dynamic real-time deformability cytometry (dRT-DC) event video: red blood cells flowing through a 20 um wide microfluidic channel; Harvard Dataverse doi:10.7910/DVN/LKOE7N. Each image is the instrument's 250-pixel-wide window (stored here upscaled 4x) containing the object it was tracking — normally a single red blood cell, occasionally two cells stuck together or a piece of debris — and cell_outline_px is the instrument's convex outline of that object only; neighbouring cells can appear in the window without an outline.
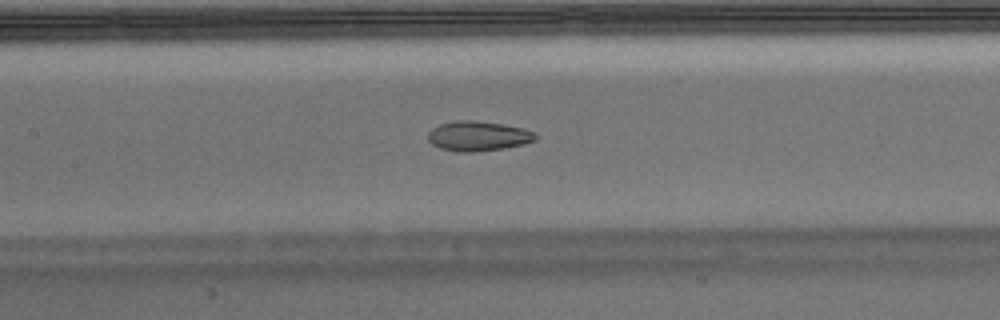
{"species": "Egyptian fruit bat (a non-hibernating species)", "species_latin": "Rousettus aegyptiacus", "temperature_condition": "warm", "stored_images_in_passage": 51, "camera_frame_rate_fps": 3000, "um_per_image_px": 0.085, "animal": {"sex": "male"}, "frame": {"image": 1, "passage_image": 24, "time_ms": 7.667, "image_size_px": [1000, 320], "cell_outline_px": [[536, 140], [524, 144], [504, 148], [472, 152], [460, 152], [440, 148], [432, 144], [428, 140], [428, 132], [432, 128], [440, 124], [456, 120], [476, 120], [524, 128], [532, 132], [536, 136]], "centroid_in_image_um": [40.61, 11.56], "position_along_channel_um": 166.8, "area_um2": 18.61}}
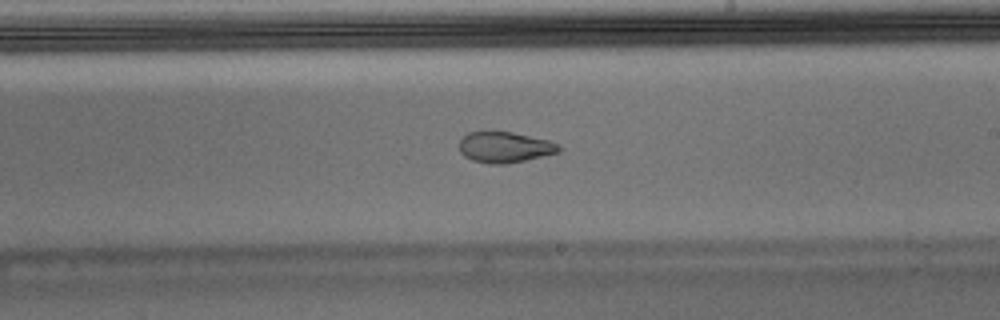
{"frame": {"image": 2, "passage_image": 30, "time_ms": 9.667, "image_size_px": [1000, 320], "cell_outline_px": [[564, 148], [560, 152], [524, 160], [504, 164], [488, 164], [472, 160], [464, 156], [460, 152], [460, 140], [468, 132], [492, 128], [512, 132], [548, 140], [560, 144]], "centroid_in_image_um": [42.89, 12.47], "position_along_channel_um": 246.1, "area_um2": 18.5}}
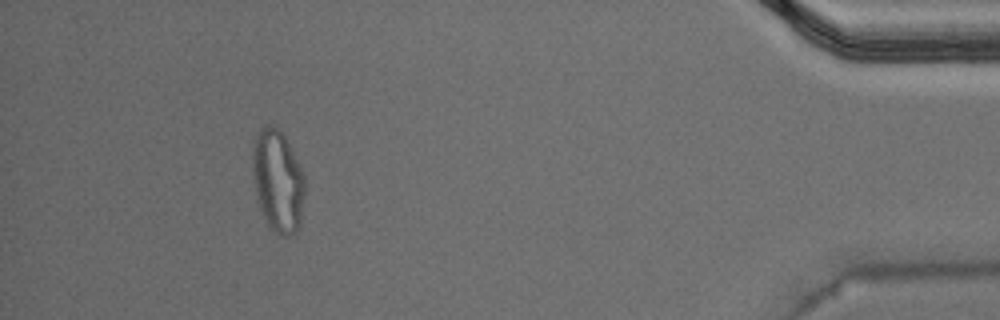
{"frame": {"image": 3, "passage_image": 47, "time_ms": 15.333, "image_size_px": [1000, 320], "cell_outline_px": [[304, 196], [300, 224], [296, 232], [288, 236], [280, 236], [268, 228], [260, 208], [256, 196], [252, 168], [252, 140], [260, 128], [268, 124], [276, 128], [284, 136], [304, 176]], "centroid_in_image_um": [23.58, 15.42], "position_along_channel_um": 411.6, "area_um2": 31.15}, "authors_computed_cell_mechanics": {"area_um2": 19.7676, "velocity_mm_per_s": 3.9782, "shape_relaxation_time_tau1_ms": null, "shape_relaxation_time_tau2_ms": 1.1361, "deformation_change_tau1": null, "deformation_change_tau2": 0.0597}}